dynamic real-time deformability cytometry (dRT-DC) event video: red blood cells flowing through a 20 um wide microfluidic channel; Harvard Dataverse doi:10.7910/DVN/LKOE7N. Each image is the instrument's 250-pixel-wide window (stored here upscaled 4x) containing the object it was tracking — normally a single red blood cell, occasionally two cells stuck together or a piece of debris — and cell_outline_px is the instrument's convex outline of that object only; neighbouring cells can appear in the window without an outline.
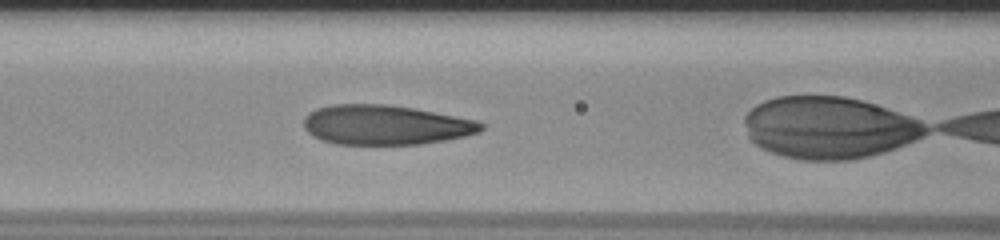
{"species": "human", "species_latin": "Homo sapiens", "temperature_condition": "room temperature", "stored_images_in_passage": 16, "camera_frame_rate_fps": 3000, "um_per_image_px": 0.085, "donor": {"sex": "male"}, "frame": {"image": 1, "passage_image": 5, "time_ms": 1.333, "image_size_px": [1000, 240], "cell_outline_px": [[484, 128], [480, 132], [464, 136], [444, 140], [420, 144], [336, 144], [320, 140], [312, 136], [304, 128], [304, 116], [308, 112], [316, 108], [332, 104], [384, 104], [412, 108], [476, 120], [484, 124]], "centroid_in_image_um": [32.72, 10.62], "position_along_channel_um": 133.9, "area_um2": 41.04}}
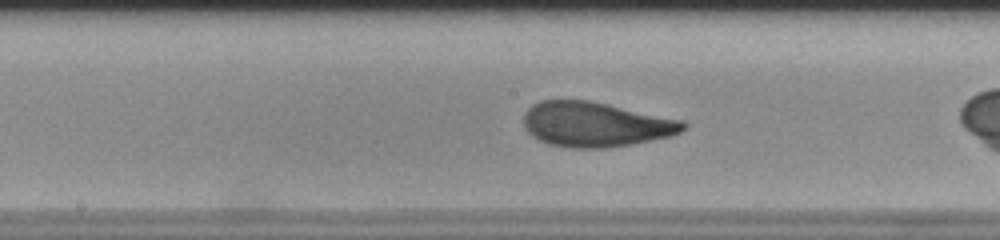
{"frame": {"image": 2, "passage_image": 10, "time_ms": 3.0, "image_size_px": [1000, 240], "cell_outline_px": [[688, 128], [672, 136], [632, 144], [608, 148], [572, 148], [548, 144], [532, 136], [524, 128], [524, 112], [532, 104], [540, 100], [588, 100], [608, 104], [684, 120], [688, 124]], "centroid_in_image_um": [50.64, 10.57], "position_along_channel_um": 197.6, "area_um2": 42.08}}
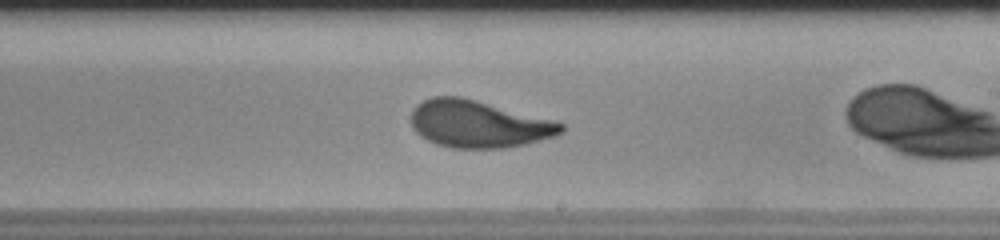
{"frame": {"image": 3, "passage_image": 14, "time_ms": 4.333, "image_size_px": [1000, 240], "cell_outline_px": [[564, 132], [556, 136], [524, 144], [504, 148], [452, 148], [436, 144], [420, 136], [412, 128], [412, 108], [416, 104], [432, 96], [460, 96], [476, 100], [552, 120], [564, 124]], "centroid_in_image_um": [40.64, 10.54], "position_along_channel_um": 248.4, "area_um2": 41.15}}